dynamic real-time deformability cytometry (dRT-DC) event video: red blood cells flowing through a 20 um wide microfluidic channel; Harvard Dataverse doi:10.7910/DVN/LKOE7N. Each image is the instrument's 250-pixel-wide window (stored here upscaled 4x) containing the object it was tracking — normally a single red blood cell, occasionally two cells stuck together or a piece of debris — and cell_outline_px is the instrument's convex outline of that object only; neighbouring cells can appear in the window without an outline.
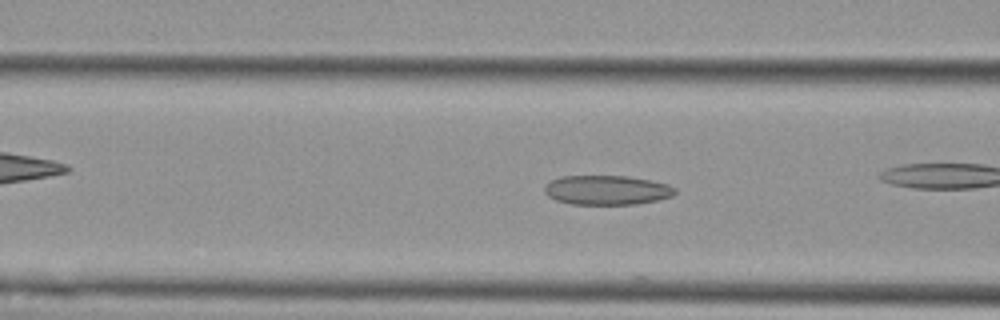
{"species": "Egyptian fruit bat (a non-hibernating species)", "species_latin": "Rousettus aegyptiacus", "temperature_condition": "cold", "stored_images_in_passage": 8, "camera_frame_rate_fps": 3000, "um_per_image_px": 0.085, "animal": {"sex": "female"}, "frame": {"image": 1, "passage_image": 6, "time_ms": 1.667, "image_size_px": [1000, 320], "cell_outline_px": [[676, 192], [672, 196], [656, 200], [636, 204], [572, 204], [556, 200], [548, 196], [544, 192], [544, 188], [552, 180], [564, 176], [628, 176], [652, 180], [668, 184], [676, 188]], "centroid_in_image_um": [51.61, 16.15], "position_along_channel_um": 115.0, "area_um2": 22.31}}